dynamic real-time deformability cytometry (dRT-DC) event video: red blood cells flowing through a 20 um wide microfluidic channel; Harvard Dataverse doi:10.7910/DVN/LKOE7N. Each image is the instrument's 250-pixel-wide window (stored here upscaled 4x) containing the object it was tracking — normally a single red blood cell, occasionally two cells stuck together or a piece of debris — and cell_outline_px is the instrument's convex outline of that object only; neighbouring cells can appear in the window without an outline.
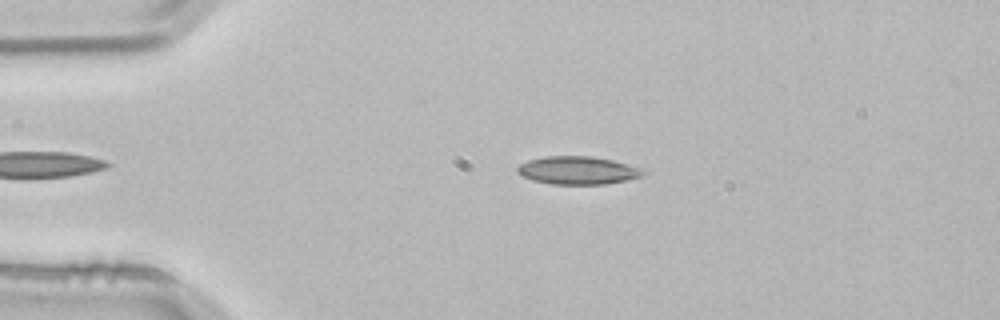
{"species": "common noctule bat (a hibernating species)", "species_latin": "Nyctalus noctula", "temperature_condition": "room temperature", "stored_images_in_passage": 2, "camera_frame_rate_fps": 3000, "um_per_image_px": 0.085, "animal": {"sex": "male", "body_mass_g": 21.5, "forearm_length_mm": 52.0}, "frame": {"image": 1, "passage_image": 1, "time_ms": 0.0, "image_size_px": [1000, 320], "cell_outline_px": [[644, 172], [640, 176], [624, 180], [604, 184], [552, 184], [532, 180], [520, 176], [516, 172], [516, 168], [520, 164], [528, 160], [544, 156], [592, 156], [612, 160], [628, 164]], "centroid_in_image_um": [48.99, 14.47], "position_along_channel_um": 36.0, "area_um2": 20.29}}
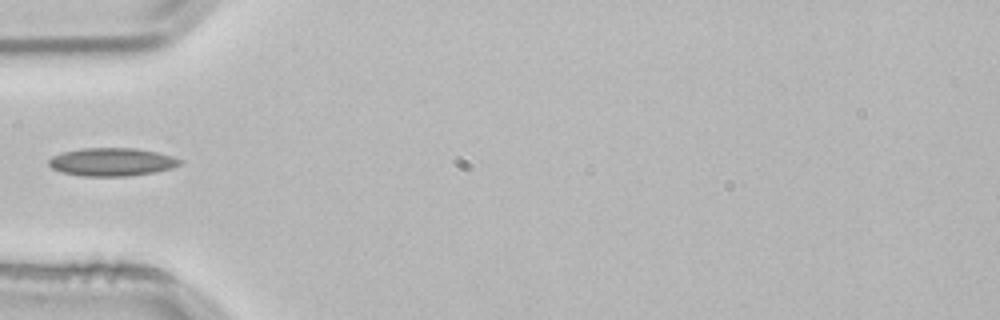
{"frame": {"image": 2, "passage_image": 2, "time_ms": 0.333, "image_size_px": [1000, 320], "cell_outline_px": [[184, 164], [172, 168], [156, 172], [128, 176], [84, 176], [60, 172], [52, 168], [48, 164], [48, 160], [52, 156], [64, 152], [84, 148], [136, 148], [156, 152], [172, 156], [184, 160]], "centroid_in_image_um": [9.55, 13.77], "position_along_channel_um": 75.4, "area_um2": 21.62}}